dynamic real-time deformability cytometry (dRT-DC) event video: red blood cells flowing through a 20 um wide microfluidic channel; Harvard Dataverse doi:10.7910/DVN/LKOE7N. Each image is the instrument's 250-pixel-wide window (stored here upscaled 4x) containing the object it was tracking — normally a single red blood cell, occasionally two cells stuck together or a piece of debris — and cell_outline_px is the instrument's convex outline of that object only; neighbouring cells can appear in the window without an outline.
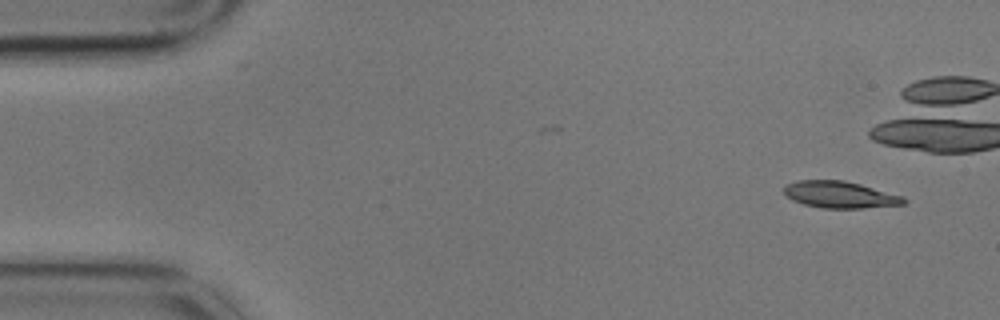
{"species": "common noctule bat (a hibernating species)", "species_latin": "Nyctalus noctula", "temperature_condition": "cold", "stored_images_in_passage": 5, "camera_frame_rate_fps": 3000, "um_per_image_px": 0.085, "animal": {"sex": "male", "body_mass_g": 17.9}, "frame": {"image": 1, "passage_image": 1, "time_ms": 0.0, "image_size_px": [1000, 320], "cell_outline_px": [[908, 200], [904, 204], [864, 208], [824, 208], [804, 204], [792, 200], [784, 192], [784, 188], [788, 184], [796, 180], [844, 180], [860, 184], [904, 196]], "centroid_in_image_um": [71.43, 16.54], "position_along_channel_um": 13.6, "area_um2": 18.61}}